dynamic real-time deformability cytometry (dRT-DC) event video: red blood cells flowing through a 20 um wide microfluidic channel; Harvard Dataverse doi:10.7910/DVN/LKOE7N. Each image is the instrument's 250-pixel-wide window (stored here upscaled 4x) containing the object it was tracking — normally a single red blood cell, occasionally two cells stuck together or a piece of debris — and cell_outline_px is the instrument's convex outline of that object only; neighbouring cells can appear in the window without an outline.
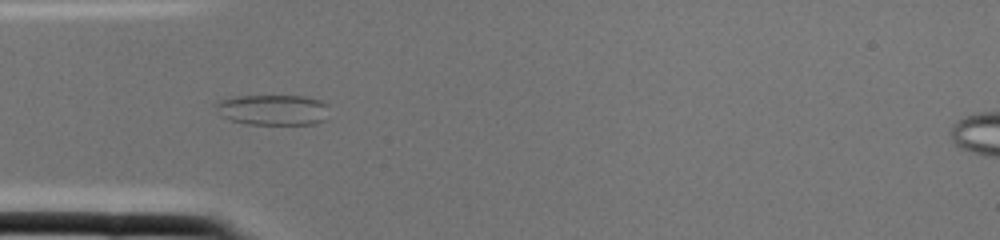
{"species": "common noctule bat (a hibernating species)", "species_latin": "Nyctalus noctula", "temperature_condition": "cold", "stored_images_in_passage": 2, "camera_frame_rate_fps": 3000, "um_per_image_px": 0.085, "animal": {"sex": "female", "body_mass_g": 22.0, "forearm_length_mm": 56.7}, "frame": {"image": 1, "passage_image": 2, "time_ms": 0.333, "image_size_px": [1000, 240], "cell_outline_px": [[328, 104], [324, 120], [316, 124], [244, 124], [220, 116], [212, 104], [220, 100], [236, 96], [304, 96], [320, 100]], "centroid_in_image_um": [23.15, 9.33], "position_along_channel_um": 61.9, "area_um2": 20.35}}